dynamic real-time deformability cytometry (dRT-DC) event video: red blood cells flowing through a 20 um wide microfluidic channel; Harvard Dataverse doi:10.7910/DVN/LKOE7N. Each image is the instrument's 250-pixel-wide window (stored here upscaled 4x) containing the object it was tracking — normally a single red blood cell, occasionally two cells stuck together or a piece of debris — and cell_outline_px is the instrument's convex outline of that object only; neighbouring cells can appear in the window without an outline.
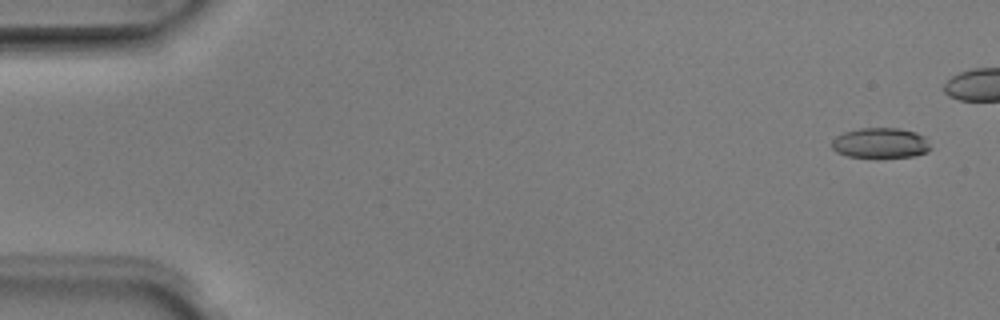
{"species": "Egyptian fruit bat (a non-hibernating species)", "species_latin": "Rousettus aegyptiacus", "temperature_condition": "room temperature", "stored_images_in_passage": 7, "camera_frame_rate_fps": 3000, "um_per_image_px": 0.085, "animal": {"sex": "male"}, "frame": {"image": 1, "passage_image": 1, "time_ms": 0.0, "image_size_px": [1000, 320], "cell_outline_px": [[932, 148], [928, 152], [916, 156], [884, 160], [876, 160], [848, 156], [836, 152], [832, 148], [832, 140], [836, 136], [844, 132], [860, 128], [900, 128], [916, 132], [924, 136], [928, 140]], "centroid_in_image_um": [74.88, 12.21], "position_along_channel_um": 10.1, "area_um2": 18.44}}
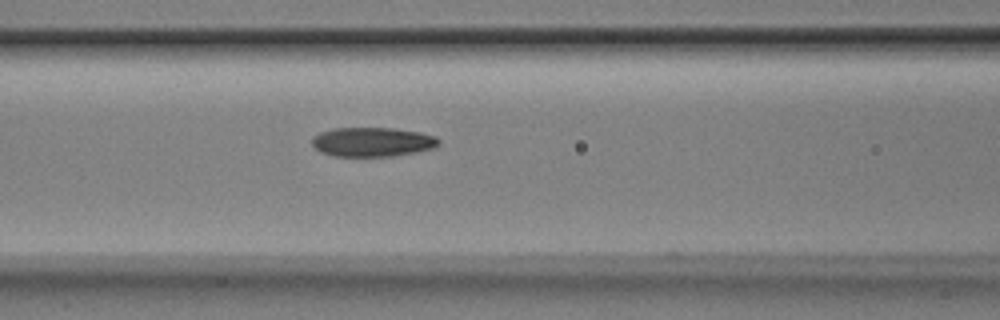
{"frame": {"image": 2, "passage_image": 7, "time_ms": 2.0, "image_size_px": [1000, 320], "cell_outline_px": [[440, 144], [436, 148], [416, 152], [392, 156], [332, 156], [320, 152], [312, 144], [312, 136], [320, 132], [336, 128], [392, 128], [420, 132], [436, 136], [440, 140]], "centroid_in_image_um": [31.68, 12.07], "position_along_channel_um": 134.9, "area_um2": 21.79}}